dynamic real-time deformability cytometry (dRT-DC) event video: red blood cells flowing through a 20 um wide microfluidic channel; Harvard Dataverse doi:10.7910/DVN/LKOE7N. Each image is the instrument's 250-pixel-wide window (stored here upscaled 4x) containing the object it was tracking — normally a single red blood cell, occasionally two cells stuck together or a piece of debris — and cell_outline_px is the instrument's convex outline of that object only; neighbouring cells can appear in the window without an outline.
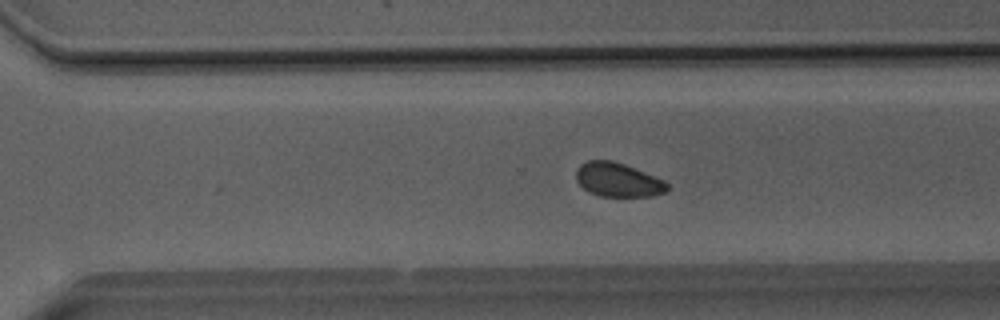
{"species": "Egyptian fruit bat (a non-hibernating species)", "species_latin": "Rousettus aegyptiacus", "temperature_condition": "room temperature", "stored_images_in_passage": 50, "camera_frame_rate_fps": 3000, "um_per_image_px": 0.085, "animal": {"sex": "male"}, "frame": {"image": 1, "passage_image": 35, "time_ms": 11.333, "image_size_px": [1000, 320], "cell_outline_px": [[668, 188], [664, 192], [652, 196], [600, 196], [588, 192], [576, 180], [576, 168], [580, 164], [588, 160], [612, 160], [624, 164], [664, 180], [668, 184]], "centroid_in_image_um": [52.49, 15.28], "position_along_channel_um": 318.1, "area_um2": 17.98}}
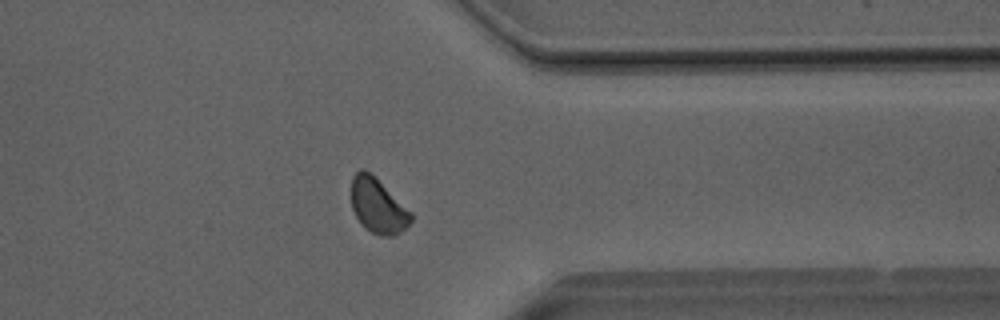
{"frame": {"image": 2, "passage_image": 40, "time_ms": 13.0, "image_size_px": [1000, 320], "cell_outline_px": [[412, 220], [400, 232], [392, 236], [380, 236], [364, 228], [360, 224], [352, 208], [352, 176], [360, 168], [364, 168], [412, 212]], "centroid_in_image_um": [32.1, 17.52], "position_along_channel_um": 379.3, "area_um2": 18.73}}
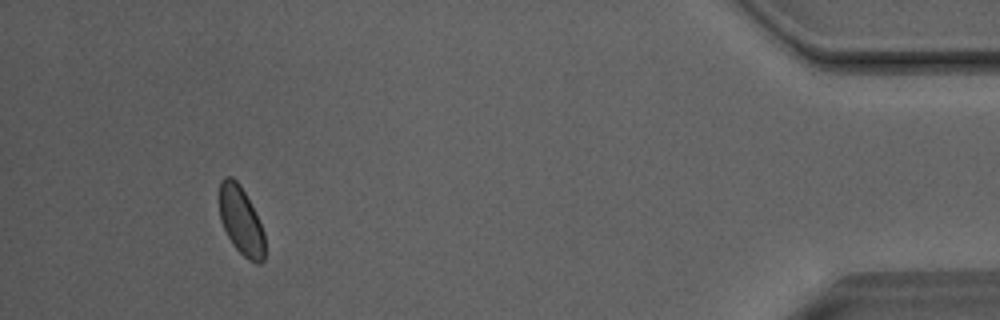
{"frame": {"image": 3, "passage_image": 47, "time_ms": 15.333, "image_size_px": [1000, 320], "cell_outline_px": [[264, 260], [260, 264], [256, 264], [248, 260], [232, 244], [220, 220], [220, 180], [224, 176], [232, 176], [240, 184], [264, 232]], "centroid_in_image_um": [20.47, 18.78], "position_along_channel_um": 414.7, "area_um2": 17.8}, "authors_computed_cell_mechanics": {"area_um2": 18.9584, "velocity_mm_per_s": 4.0331, "shape_relaxation_time_tau1_ms": null, "shape_relaxation_time_tau2_ms": 2.8776, "deformation_change_tau1": null, "deformation_change_tau2": 0.0608}}